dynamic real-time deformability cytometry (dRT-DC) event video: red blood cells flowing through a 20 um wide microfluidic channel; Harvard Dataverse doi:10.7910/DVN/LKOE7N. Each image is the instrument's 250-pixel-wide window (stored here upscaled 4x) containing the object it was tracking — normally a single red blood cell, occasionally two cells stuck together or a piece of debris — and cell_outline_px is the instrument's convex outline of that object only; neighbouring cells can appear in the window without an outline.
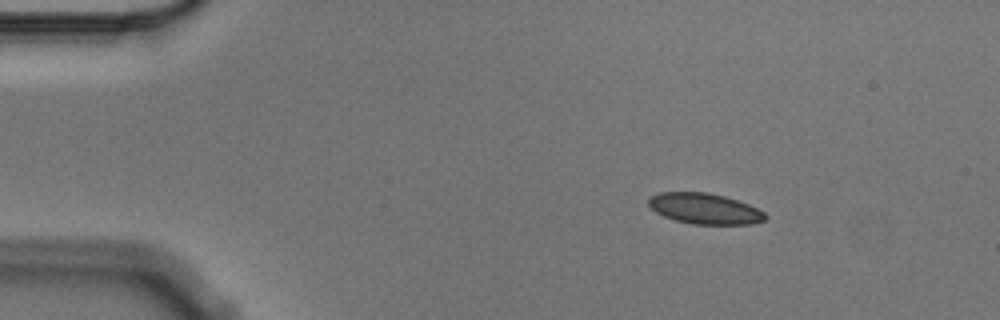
{"species": "Egyptian fruit bat (a non-hibernating species)", "species_latin": "Rousettus aegyptiacus", "temperature_condition": "cold", "stored_images_in_passage": 4, "camera_frame_rate_fps": 3000, "um_per_image_px": 0.085, "animal": {"sex": "male"}, "frame": {"image": 1, "passage_image": 1, "time_ms": 0.0, "image_size_px": [1000, 320], "cell_outline_px": [[768, 216], [764, 220], [752, 224], [692, 224], [676, 220], [664, 216], [656, 212], [648, 204], [648, 200], [652, 196], [660, 192], [708, 192], [724, 196], [748, 204], [764, 212]], "centroid_in_image_um": [59.9, 17.73], "position_along_channel_um": 25.1, "area_um2": 20.75}}
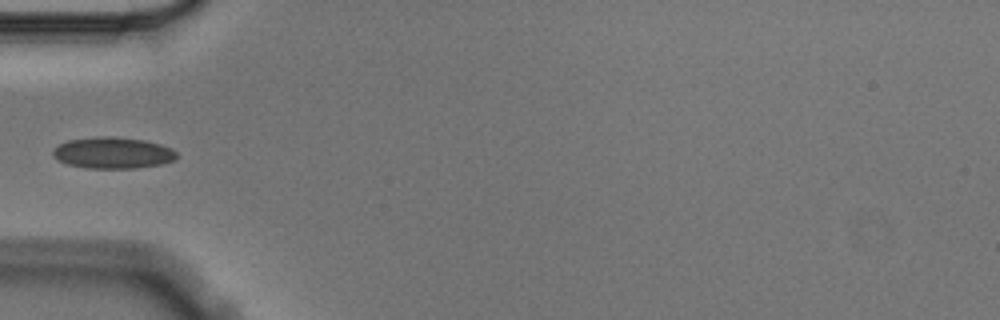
{"frame": {"image": 2, "passage_image": 4, "time_ms": 1.0, "image_size_px": [1000, 320], "cell_outline_px": [[176, 160], [160, 164], [136, 168], [84, 168], [68, 164], [56, 160], [52, 156], [52, 152], [60, 144], [68, 140], [96, 136], [112, 136], [144, 140], [160, 144], [172, 148], [176, 152]], "centroid_in_image_um": [9.58, 12.99], "position_along_channel_um": 75.4, "area_um2": 22.72}}